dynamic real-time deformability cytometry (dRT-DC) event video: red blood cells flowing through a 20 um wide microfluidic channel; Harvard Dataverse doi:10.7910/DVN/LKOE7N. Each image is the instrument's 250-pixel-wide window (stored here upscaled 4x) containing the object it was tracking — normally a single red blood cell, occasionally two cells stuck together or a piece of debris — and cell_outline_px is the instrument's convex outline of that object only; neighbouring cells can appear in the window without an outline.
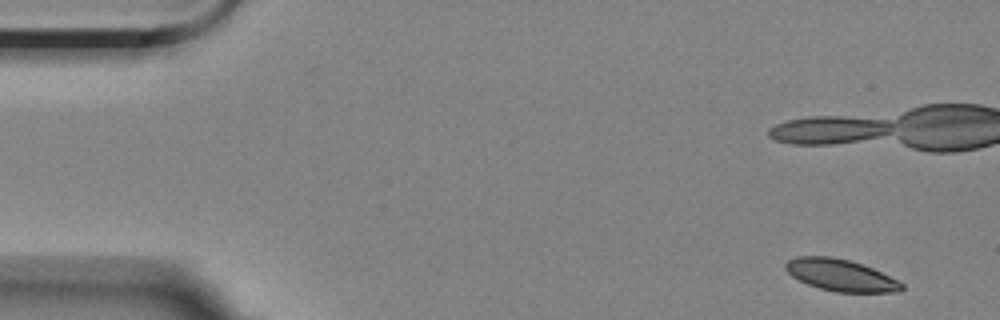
{"species": "Egyptian fruit bat (a non-hibernating species)", "species_latin": "Rousettus aegyptiacus", "temperature_condition": "room temperature", "stored_images_in_passage": 6, "camera_frame_rate_fps": 3000, "um_per_image_px": 0.085, "animal": {"sex": "female"}, "frame": {"image": 1, "passage_image": 1, "time_ms": 0.0, "image_size_px": [1000, 320], "cell_outline_px": [[904, 288], [900, 292], [836, 292], [820, 288], [808, 284], [792, 276], [784, 268], [784, 264], [788, 260], [796, 256], [832, 256], [848, 260], [872, 268], [904, 284]], "centroid_in_image_um": [71.43, 23.39], "position_along_channel_um": 13.6, "area_um2": 21.33}}